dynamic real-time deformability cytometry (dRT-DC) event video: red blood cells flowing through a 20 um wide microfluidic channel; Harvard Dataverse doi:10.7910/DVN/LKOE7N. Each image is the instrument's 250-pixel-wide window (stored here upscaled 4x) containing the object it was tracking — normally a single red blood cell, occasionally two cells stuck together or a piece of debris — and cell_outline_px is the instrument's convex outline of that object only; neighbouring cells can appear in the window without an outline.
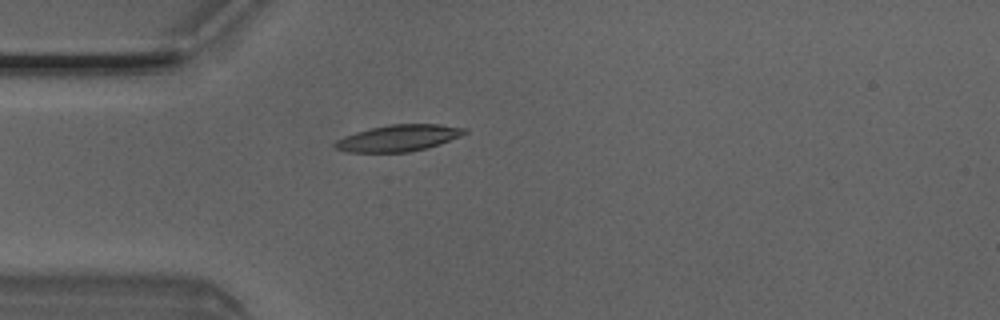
{"species": "Egyptian fruit bat (a non-hibernating species)", "species_latin": "Rousettus aegyptiacus", "temperature_condition": "room temperature", "stored_images_in_passage": 4, "camera_frame_rate_fps": 3000, "um_per_image_px": 0.085, "animal": {"sex": "male"}, "frame": {"image": 1, "passage_image": 4, "time_ms": 1.0, "image_size_px": [1000, 320], "cell_outline_px": [[468, 132], [460, 136], [440, 144], [428, 148], [408, 152], [348, 152], [332, 148], [332, 144], [336, 140], [344, 136], [368, 128], [388, 124], [440, 124], [468, 128]], "centroid_in_image_um": [33.86, 11.73], "position_along_channel_um": 51.1, "area_um2": 20.29}}